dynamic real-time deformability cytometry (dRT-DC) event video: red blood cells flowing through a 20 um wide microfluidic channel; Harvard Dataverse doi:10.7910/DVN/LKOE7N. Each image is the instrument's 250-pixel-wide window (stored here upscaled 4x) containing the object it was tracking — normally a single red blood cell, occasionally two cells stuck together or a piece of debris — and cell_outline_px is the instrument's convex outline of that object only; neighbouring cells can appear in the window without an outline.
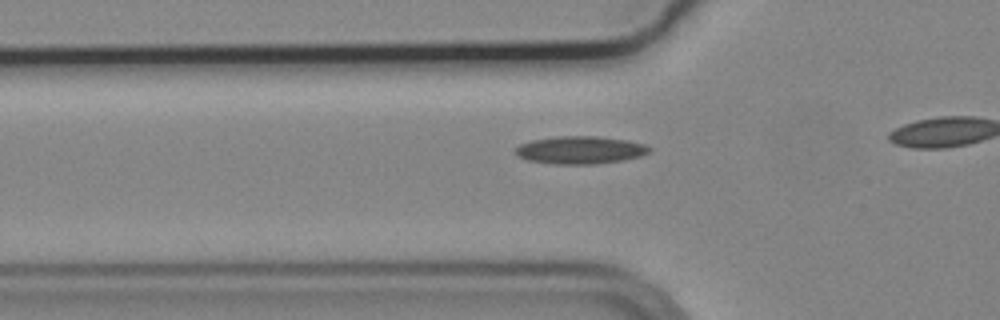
{"species": "common noctule bat (a hibernating species)", "species_latin": "Nyctalus noctula", "temperature_condition": "cold", "stored_images_in_passage": 23, "camera_frame_rate_fps": 3000, "um_per_image_px": 0.085, "animal": {"sex": "male", "body_mass_g": 19.2, "forearm_length_mm": 51.8}, "frame": {"image": 1, "passage_image": 7, "time_ms": 2.0, "image_size_px": [1000, 320], "cell_outline_px": [[652, 152], [640, 156], [624, 160], [596, 164], [552, 164], [528, 160], [516, 156], [516, 148], [520, 144], [532, 140], [556, 136], [596, 136], [628, 140], [644, 144], [652, 148]], "centroid_in_image_um": [49.35, 12.75], "position_along_channel_um": 76.5, "area_um2": 21.79}}